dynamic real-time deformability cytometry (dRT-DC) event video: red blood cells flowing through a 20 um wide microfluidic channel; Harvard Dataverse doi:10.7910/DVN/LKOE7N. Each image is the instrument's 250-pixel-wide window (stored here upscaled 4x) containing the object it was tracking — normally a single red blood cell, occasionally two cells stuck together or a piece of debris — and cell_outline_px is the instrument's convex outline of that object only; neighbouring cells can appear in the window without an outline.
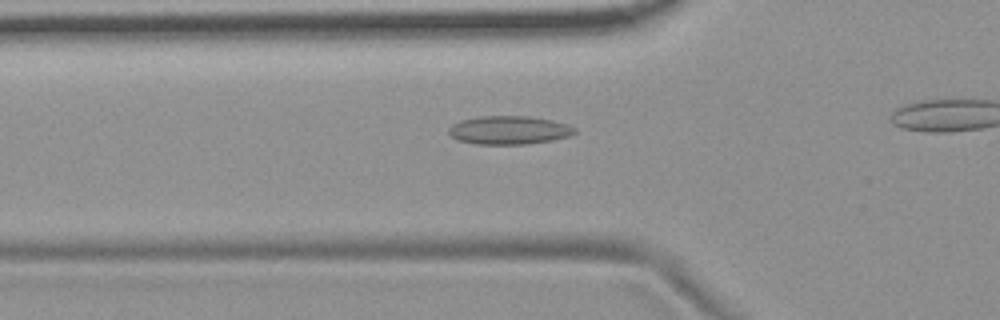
{"species": "common noctule bat (a hibernating species)", "species_latin": "Nyctalus noctula", "temperature_condition": "room temperature", "stored_images_in_passage": 33, "camera_frame_rate_fps": 3000, "um_per_image_px": 0.085, "animal": {"sex": "female", "body_mass_g": 19.9}, "frame": {"image": 1, "passage_image": 8, "time_ms": 2.333, "image_size_px": [1000, 320], "cell_outline_px": [[576, 132], [568, 136], [552, 140], [528, 144], [476, 144], [456, 140], [448, 132], [448, 128], [452, 124], [460, 120], [480, 116], [528, 116], [552, 120], [576, 128]], "centroid_in_image_um": [43.22, 11.06], "position_along_channel_um": 82.6, "area_um2": 20.87}}
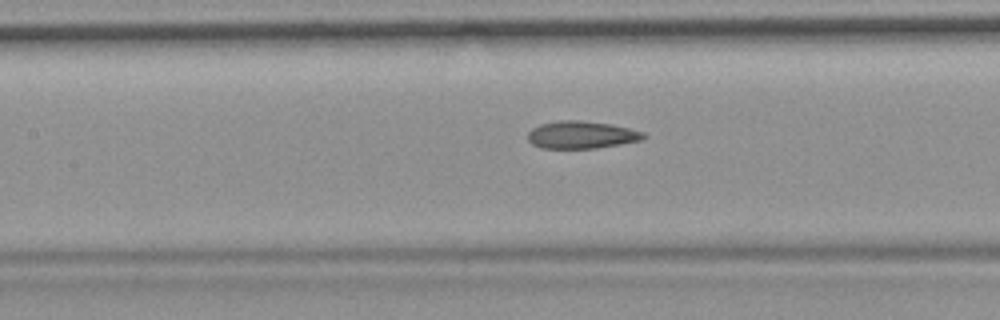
{"frame": {"image": 2, "passage_image": 14, "time_ms": 4.333, "image_size_px": [1000, 320], "cell_outline_px": [[644, 136], [640, 140], [620, 144], [596, 148], [540, 148], [532, 144], [528, 140], [528, 132], [532, 128], [540, 124], [560, 120], [580, 120], [612, 124], [644, 132]], "centroid_in_image_um": [49.38, 11.45], "position_along_channel_um": 158.0, "area_um2": 18.44}}
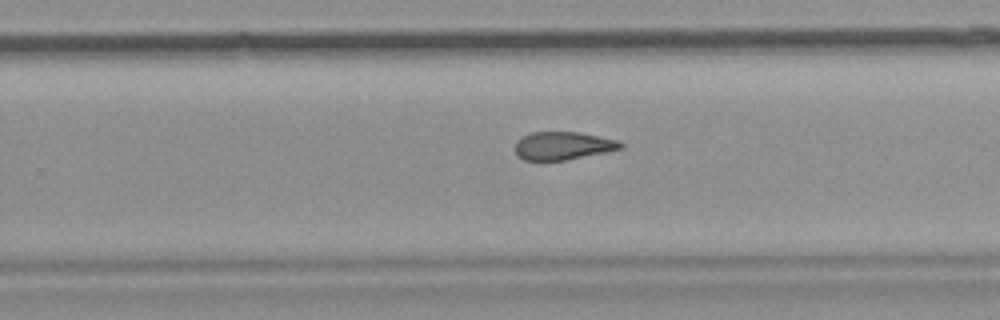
{"frame": {"image": 3, "passage_image": 24, "time_ms": 7.667, "image_size_px": [1000, 320], "cell_outline_px": [[624, 148], [568, 160], [524, 160], [516, 152], [516, 140], [532, 132], [580, 132], [616, 140], [624, 144]], "centroid_in_image_um": [47.87, 12.39], "position_along_channel_um": 281.9, "area_um2": 17.11}}